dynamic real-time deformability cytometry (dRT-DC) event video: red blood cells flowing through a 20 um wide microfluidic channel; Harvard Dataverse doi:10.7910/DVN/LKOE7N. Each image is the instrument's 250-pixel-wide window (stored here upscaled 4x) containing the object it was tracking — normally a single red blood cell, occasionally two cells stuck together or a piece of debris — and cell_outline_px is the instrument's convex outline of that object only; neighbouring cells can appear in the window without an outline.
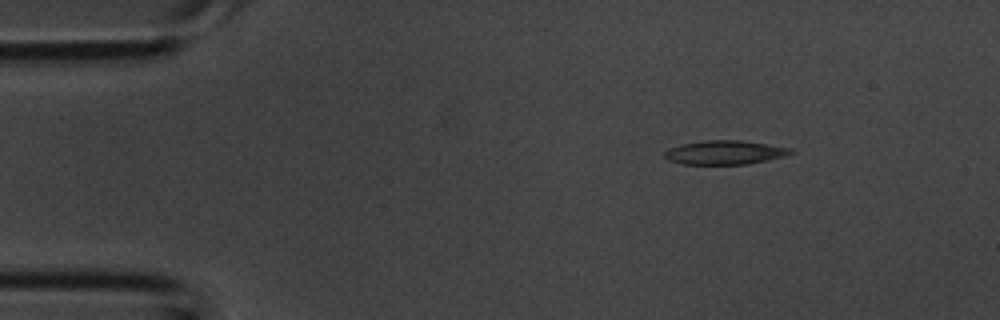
{"species": "common noctule bat (a hibernating species)", "species_latin": "Nyctalus noctula", "temperature_condition": "room temperature", "stored_images_in_passage": 2, "camera_frame_rate_fps": 3000, "um_per_image_px": 0.085, "animal": {"sex": "male", "body_mass_g": 20.1, "forearm_length_mm": 53.5}, "frame": {"image": 1, "passage_image": 2, "time_ms": 0.333, "image_size_px": [1000, 320], "cell_outline_px": [[796, 152], [784, 156], [748, 164], [680, 164], [668, 160], [664, 156], [664, 152], [668, 148], [684, 144], [704, 140], [744, 140], [792, 148]], "centroid_in_image_um": [61.62, 12.95], "position_along_channel_um": 23.4, "area_um2": 17.69}}